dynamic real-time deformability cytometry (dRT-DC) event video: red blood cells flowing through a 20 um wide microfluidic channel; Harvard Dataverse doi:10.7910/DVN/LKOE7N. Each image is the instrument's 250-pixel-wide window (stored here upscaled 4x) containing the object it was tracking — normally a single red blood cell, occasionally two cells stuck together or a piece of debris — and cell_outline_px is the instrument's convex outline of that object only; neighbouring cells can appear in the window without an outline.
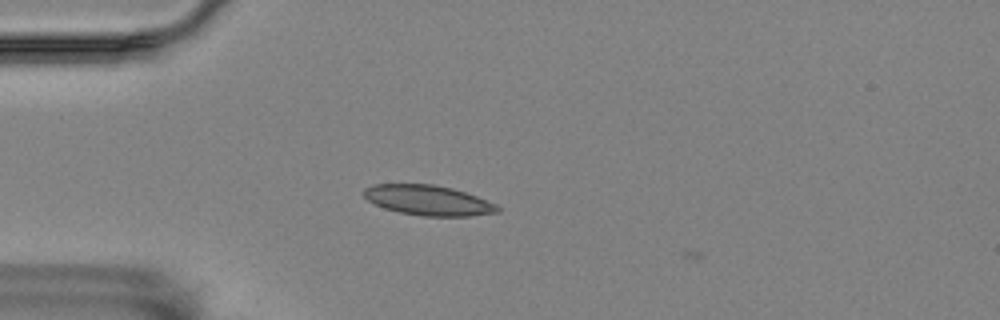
{"species": "Egyptian fruit bat (a non-hibernating species)", "species_latin": "Rousettus aegyptiacus", "temperature_condition": "room temperature", "stored_images_in_passage": 13, "camera_frame_rate_fps": 3000, "um_per_image_px": 0.085, "animal": {"sex": "female"}, "frame": {"image": 1, "passage_image": 11, "time_ms": 3.333, "image_size_px": [1000, 320], "cell_outline_px": [[500, 212], [472, 216], [420, 216], [400, 212], [384, 208], [368, 200], [364, 196], [364, 188], [372, 184], [432, 184], [452, 188], [476, 196], [496, 204], [500, 208]], "centroid_in_image_um": [36.4, 17.03], "position_along_channel_um": 48.6, "area_um2": 23.41}}